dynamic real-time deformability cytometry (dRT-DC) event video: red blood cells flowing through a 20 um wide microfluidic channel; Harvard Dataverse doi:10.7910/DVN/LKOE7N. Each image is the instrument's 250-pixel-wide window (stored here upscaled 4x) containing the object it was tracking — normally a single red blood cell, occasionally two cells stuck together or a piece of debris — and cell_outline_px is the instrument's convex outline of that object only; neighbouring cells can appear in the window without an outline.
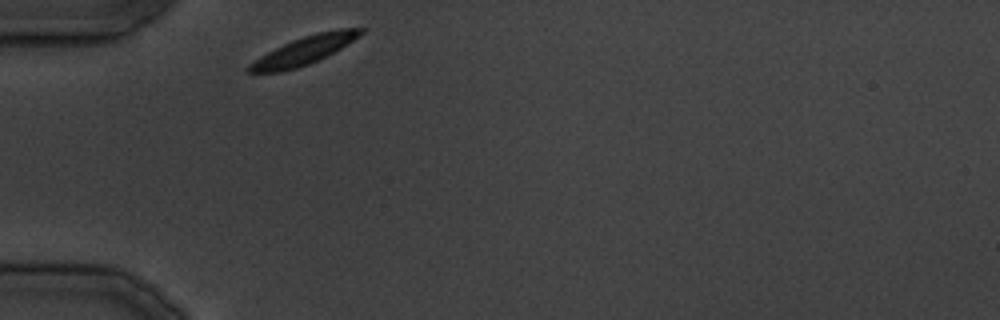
{"species": "common noctule bat (a hibernating species)", "species_latin": "Nyctalus noctula", "temperature_condition": "cold", "stored_images_in_passage": 1, "camera_frame_rate_fps": 3000, "um_per_image_px": 0.085, "animal": {"sex": "male", "body_mass_g": 19.5, "forearm_length_mm": 54.6}, "frame": {"image": 1, "passage_image": 1, "time_ms": 0.0, "image_size_px": [1000, 320], "cell_outline_px": [[364, 32], [340, 48], [320, 60], [296, 68], [280, 72], [244, 72], [244, 68], [248, 64], [260, 56], [292, 40], [304, 36], [320, 32], [340, 28], [364, 28]], "centroid_in_image_um": [25.79, 4.31], "position_along_channel_um": 59.2, "area_um2": 18.03}}